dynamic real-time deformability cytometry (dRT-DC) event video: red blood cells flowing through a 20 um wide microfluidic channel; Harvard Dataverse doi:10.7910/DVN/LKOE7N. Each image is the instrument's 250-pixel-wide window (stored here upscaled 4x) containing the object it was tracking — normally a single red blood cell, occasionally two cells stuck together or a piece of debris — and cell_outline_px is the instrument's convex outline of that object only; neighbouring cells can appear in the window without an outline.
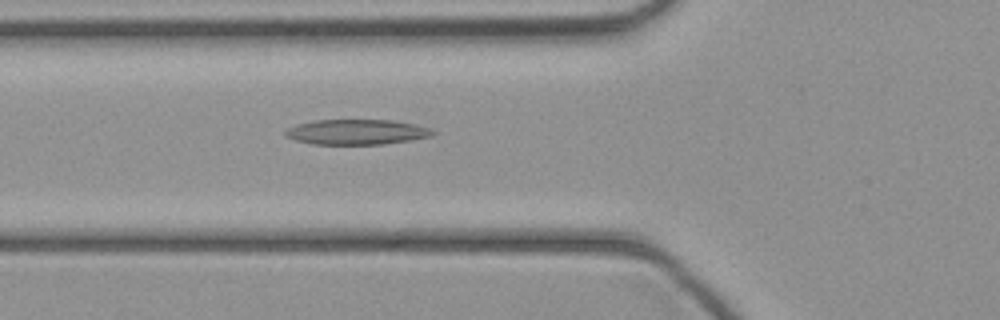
{"species": "common noctule bat (a hibernating species)", "species_latin": "Nyctalus noctula", "temperature_condition": "cold", "stored_images_in_passage": 36, "camera_frame_rate_fps": 3000, "um_per_image_px": 0.085, "animal": {"sex": "female", "body_mass_g": 21.9}, "frame": {"image": 1, "passage_image": 8, "time_ms": 2.333, "image_size_px": [1000, 320], "cell_outline_px": [[436, 132], [432, 136], [384, 144], [312, 144], [296, 140], [284, 136], [284, 132], [288, 128], [296, 124], [312, 120], [392, 120], [416, 124], [428, 128]], "centroid_in_image_um": [30.28, 11.21], "position_along_channel_um": 95.5, "area_um2": 21.62}}
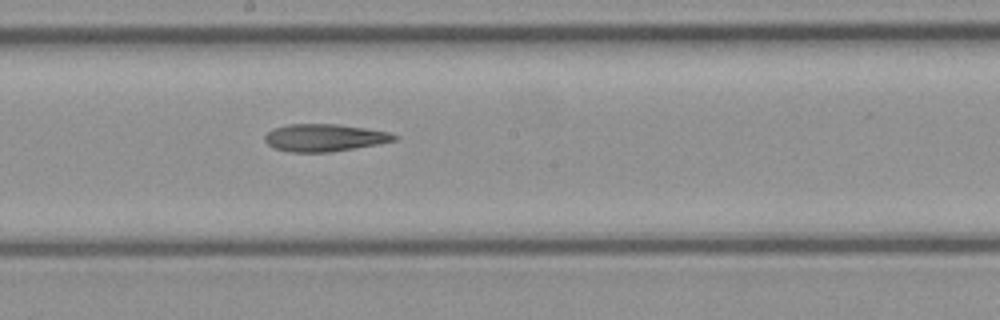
{"frame": {"image": 2, "passage_image": 16, "time_ms": 5.0, "image_size_px": [1000, 320], "cell_outline_px": [[400, 136], [396, 140], [376, 144], [328, 152], [288, 152], [276, 148], [268, 144], [264, 140], [264, 136], [272, 128], [288, 124], [340, 124], [388, 132]], "centroid_in_image_um": [27.55, 11.69], "position_along_channel_um": 220.7, "area_um2": 20.52}}
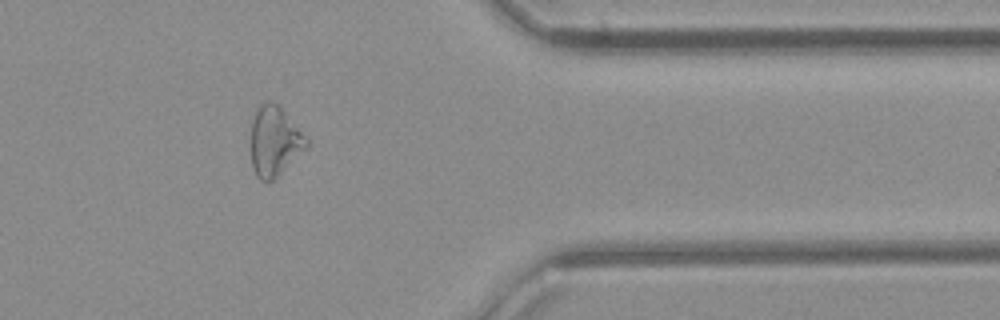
{"frame": {"image": 3, "passage_image": 28, "time_ms": 9.0, "image_size_px": [1000, 320], "cell_outline_px": [[308, 144], [272, 180], [260, 180], [256, 176], [252, 168], [252, 120], [260, 104], [268, 100], [272, 100], [280, 104], [308, 140]], "centroid_in_image_um": [23.31, 11.93], "position_along_channel_um": 388.1, "area_um2": 22.02}}